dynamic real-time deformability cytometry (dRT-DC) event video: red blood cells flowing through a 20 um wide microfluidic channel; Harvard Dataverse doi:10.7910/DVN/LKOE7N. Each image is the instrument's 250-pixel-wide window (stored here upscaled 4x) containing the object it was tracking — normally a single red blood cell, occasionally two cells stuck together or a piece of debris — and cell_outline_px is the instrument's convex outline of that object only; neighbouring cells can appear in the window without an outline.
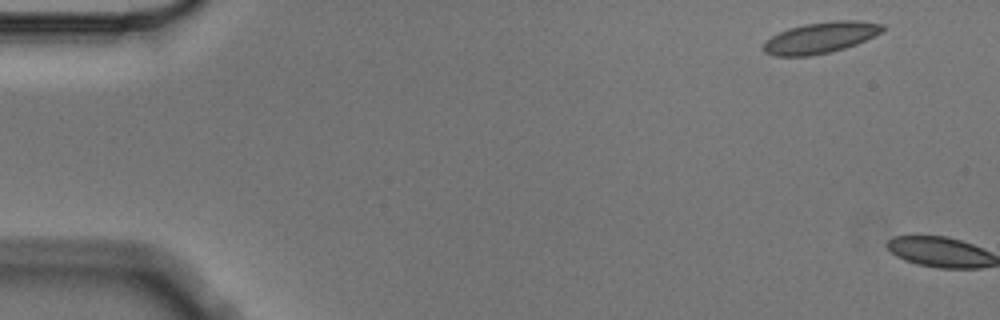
{"species": "Egyptian fruit bat (a non-hibernating species)", "species_latin": "Rousettus aegyptiacus", "temperature_condition": "cold", "stored_images_in_passage": 2, "camera_frame_rate_fps": 3000, "um_per_image_px": 0.085, "animal": {"sex": "male"}, "frame": {"image": 1, "passage_image": 1, "time_ms": 0.0, "image_size_px": [1000, 320], "cell_outline_px": [[884, 32], [856, 44], [832, 52], [812, 56], [776, 56], [764, 52], [764, 40], [788, 28], [804, 24], [832, 20], [860, 20], [884, 24]], "centroid_in_image_um": [69.78, 3.19], "position_along_channel_um": 15.2, "area_um2": 21.85}}